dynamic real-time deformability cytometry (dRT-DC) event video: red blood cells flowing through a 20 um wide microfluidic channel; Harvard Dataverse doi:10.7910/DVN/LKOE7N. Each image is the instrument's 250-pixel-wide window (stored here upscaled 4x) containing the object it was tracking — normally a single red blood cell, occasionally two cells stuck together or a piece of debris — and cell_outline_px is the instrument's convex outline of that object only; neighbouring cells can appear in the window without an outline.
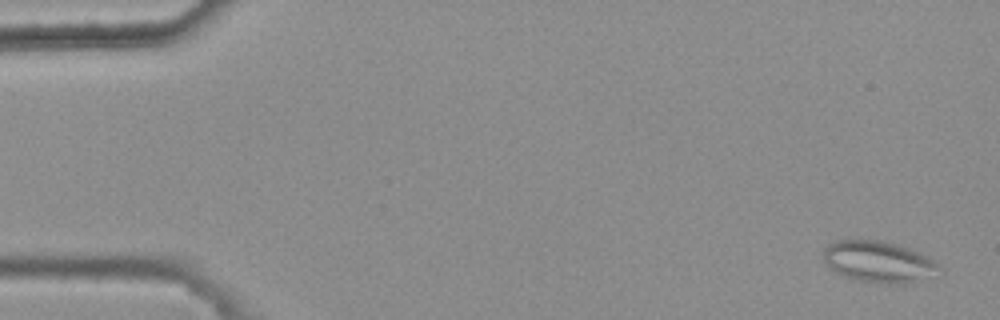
{"species": "common noctule bat (a hibernating species)", "species_latin": "Nyctalus noctula", "temperature_condition": "warm", "stored_images_in_passage": 45, "camera_frame_rate_fps": 3000, "um_per_image_px": 0.085, "animal": {"sex": "female", "body_mass_g": 25.1}, "frame": {"image": 1, "passage_image": 2, "time_ms": 0.333, "image_size_px": [1000, 320], "cell_outline_px": [[940, 268], [904, 284], [888, 284], [860, 280], [844, 276], [828, 268], [824, 260], [824, 248], [828, 244], [840, 240], [880, 240], [896, 244], [936, 260]], "centroid_in_image_um": [74.57, 22.23], "position_along_channel_um": 10.4, "area_um2": 26.99}}
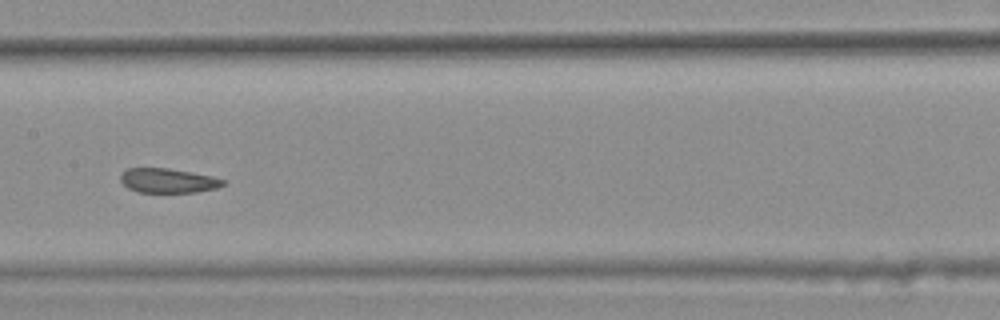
{"frame": {"image": 2, "passage_image": 27, "time_ms": 8.667, "image_size_px": [1000, 320], "cell_outline_px": [[228, 180], [224, 184], [216, 188], [196, 192], [136, 192], [128, 188], [120, 180], [120, 172], [128, 168], [168, 168], [192, 172], [212, 176]], "centroid_in_image_um": [14.27, 15.34], "position_along_channel_um": 193.1, "area_um2": 14.74}}
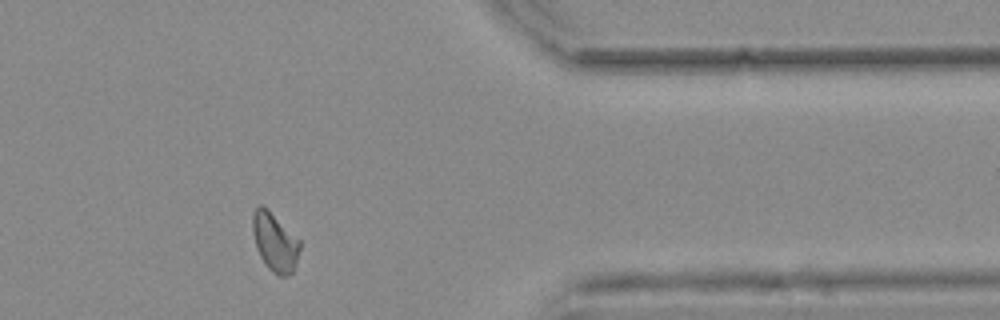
{"frame": {"image": 3, "passage_image": 44, "time_ms": 14.333, "image_size_px": [1000, 320], "cell_outline_px": [[300, 248], [296, 264], [292, 272], [288, 276], [276, 276], [268, 268], [260, 256], [256, 248], [252, 232], [252, 212], [260, 204], [268, 208], [300, 240]], "centroid_in_image_um": [23.35, 20.57], "position_along_channel_um": 388.1, "area_um2": 16.36}, "authors_computed_cell_mechanics": {"area_um2": 16.3574, "velocity_mm_per_s": 3.7655, "shape_relaxation_time_tau1_ms": null, "shape_relaxation_time_tau2_ms": 1.7003, "deformation_change_tau1": null, "deformation_change_tau2": 0.0798}}